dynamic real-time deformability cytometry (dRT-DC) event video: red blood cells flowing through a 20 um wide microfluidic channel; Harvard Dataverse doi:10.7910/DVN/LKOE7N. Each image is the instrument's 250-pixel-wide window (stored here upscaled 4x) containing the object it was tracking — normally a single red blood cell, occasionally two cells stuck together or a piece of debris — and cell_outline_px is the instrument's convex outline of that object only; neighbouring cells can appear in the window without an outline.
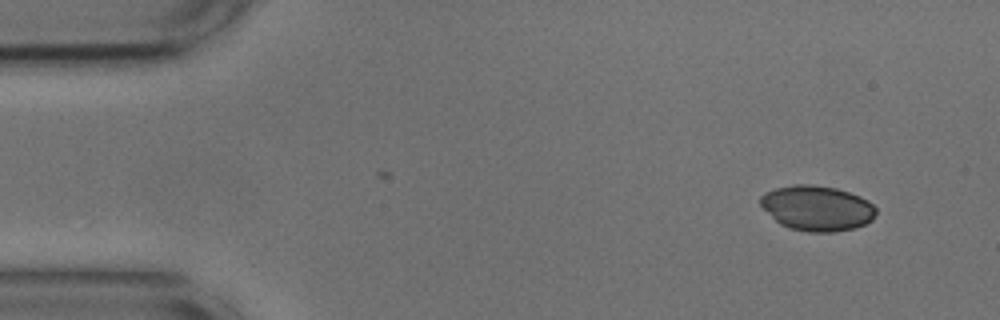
{"species": "common noctule bat (a hibernating species)", "species_latin": "Nyctalus noctula", "temperature_condition": "cold", "stored_images_in_passage": 51, "camera_frame_rate_fps": 3000, "um_per_image_px": 0.085, "animal": {"sex": "male", "body_mass_g": 17.9, "forearm_length_mm": 54.2}, "frame": {"image": 1, "passage_image": 1, "time_ms": 0.0, "image_size_px": [1000, 320], "cell_outline_px": [[876, 212], [872, 220], [864, 224], [852, 228], [836, 232], [808, 232], [788, 228], [780, 224], [760, 204], [760, 196], [776, 188], [792, 184], [808, 184], [836, 188], [860, 196], [868, 200], [876, 208]], "centroid_in_image_um": [69.46, 17.69], "position_along_channel_um": 15.5, "area_um2": 30.29}}
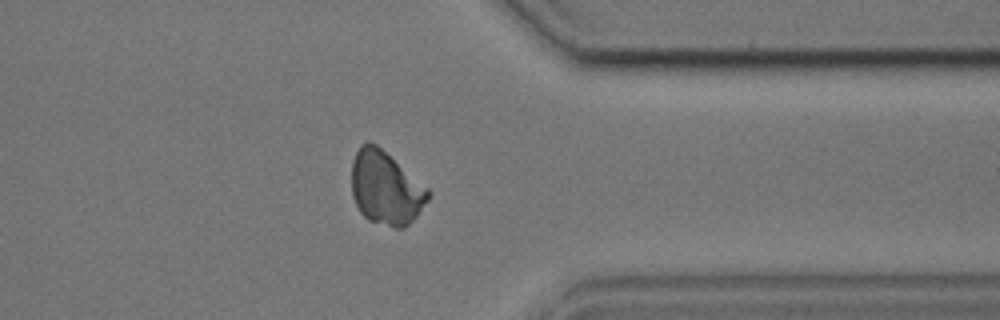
{"frame": {"image": 2, "passage_image": 39, "time_ms": 12.667, "image_size_px": [1000, 320], "cell_outline_px": [[432, 192], [428, 200], [416, 216], [404, 228], [396, 228], [368, 220], [360, 212], [352, 196], [352, 160], [360, 144], [368, 140], [376, 144], [428, 188]], "centroid_in_image_um": [32.77, 15.97], "position_along_channel_um": 378.6, "area_um2": 32.66}}
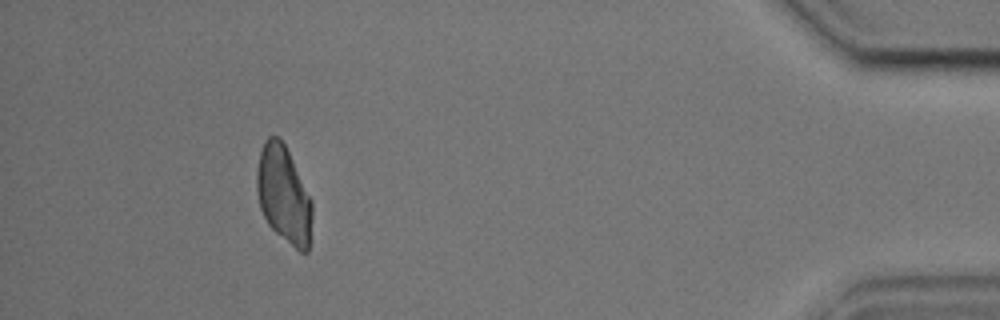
{"frame": {"image": 3, "passage_image": 46, "time_ms": 15.0, "image_size_px": [1000, 320], "cell_outline_px": [[312, 216], [308, 252], [300, 252], [276, 232], [268, 224], [260, 208], [256, 192], [256, 172], [260, 152], [264, 140], [268, 136], [276, 136], [284, 144], [312, 200]], "centroid_in_image_um": [24.1, 16.55], "position_along_channel_um": 411.1, "area_um2": 31.1}}